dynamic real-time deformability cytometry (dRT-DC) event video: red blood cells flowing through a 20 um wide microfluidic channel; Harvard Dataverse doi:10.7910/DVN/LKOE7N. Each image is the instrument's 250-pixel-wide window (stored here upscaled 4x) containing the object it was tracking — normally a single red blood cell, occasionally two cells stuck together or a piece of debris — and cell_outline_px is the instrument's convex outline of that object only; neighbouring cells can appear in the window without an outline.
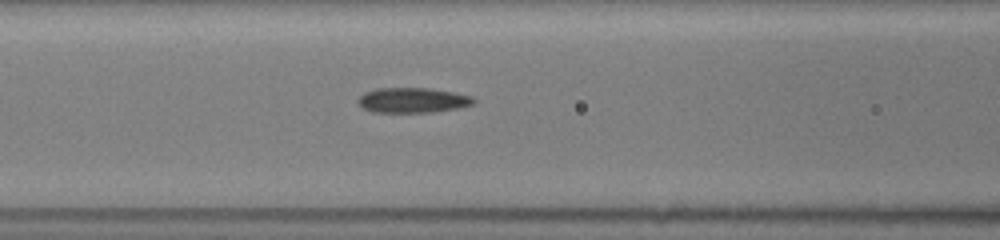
{"species": "common noctule bat (a hibernating species)", "species_latin": "Nyctalus noctula", "temperature_condition": "room temperature", "stored_images_in_passage": 12, "segment_of_instrument_passage": [1, 2], "camera_frame_rate_fps": 3000, "um_per_image_px": 0.085, "animal": {"sex": "female", "body_mass_g": 19.5, "forearm_length_mm": 54.1}, "frame": {"image": 1, "passage_image": 3, "time_ms": 0.667, "image_size_px": [1000, 240], "cell_outline_px": [[476, 100], [472, 104], [456, 108], [432, 112], [372, 112], [364, 108], [356, 100], [364, 92], [376, 88], [428, 88], [452, 92], [472, 96]], "centroid_in_image_um": [35.04, 8.51], "position_along_channel_um": 131.6, "area_um2": 16.76}}
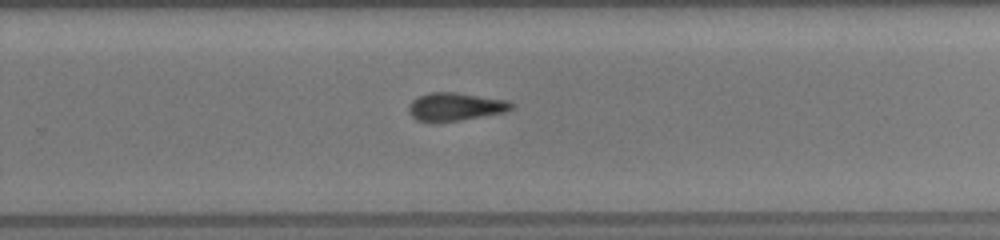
{"frame": {"image": 2, "passage_image": 9, "time_ms": 2.667, "image_size_px": [1000, 240], "cell_outline_px": [[516, 104], [508, 112], [460, 120], [416, 120], [408, 112], [408, 104], [412, 100], [420, 96], [432, 92], [456, 92], [508, 100]], "centroid_in_image_um": [38.76, 9.05], "position_along_channel_um": 291.0, "area_um2": 16.65}}
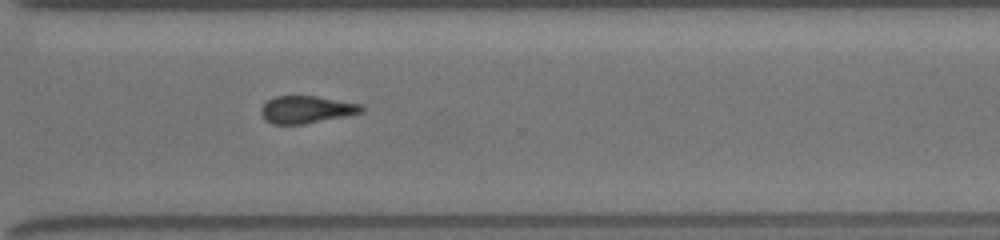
{"frame": {"image": 3, "passage_image": 11, "time_ms": 3.333, "image_size_px": [1000, 240], "cell_outline_px": [[364, 112], [304, 124], [272, 124], [264, 120], [260, 112], [260, 108], [268, 100], [276, 96], [316, 96], [364, 104]], "centroid_in_image_um": [26.05, 9.31], "position_along_channel_um": 344.5, "area_um2": 16.13}}